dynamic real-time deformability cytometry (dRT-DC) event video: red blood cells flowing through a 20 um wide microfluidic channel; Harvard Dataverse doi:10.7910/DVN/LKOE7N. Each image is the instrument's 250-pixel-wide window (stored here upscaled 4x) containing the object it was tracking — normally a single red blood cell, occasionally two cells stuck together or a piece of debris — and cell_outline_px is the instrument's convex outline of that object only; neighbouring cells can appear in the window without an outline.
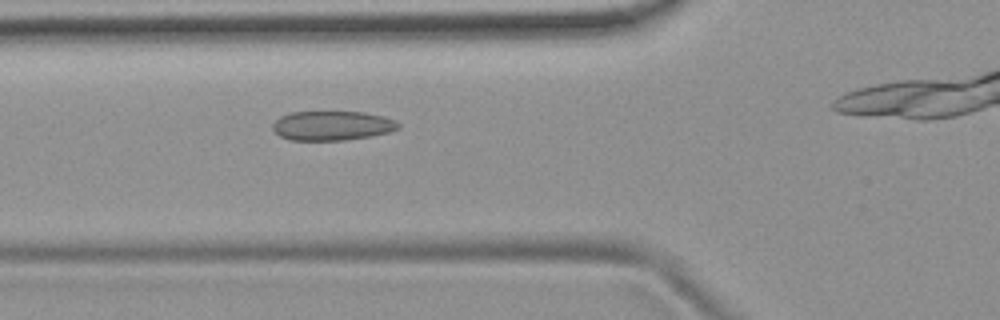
{"species": "common noctule bat (a hibernating species)", "species_latin": "Nyctalus noctula", "temperature_condition": "room temperature", "stored_images_in_passage": 7, "camera_frame_rate_fps": 3000, "um_per_image_px": 0.085, "animal": {"sex": "female", "body_mass_g": 19.9}, "frame": {"image": 1, "passage_image": 6, "time_ms": 1.667, "image_size_px": [1000, 320], "cell_outline_px": [[400, 128], [388, 132], [372, 136], [344, 140], [288, 140], [280, 136], [272, 128], [272, 124], [280, 116], [292, 112], [364, 112], [396, 120], [400, 124]], "centroid_in_image_um": [28.22, 10.68], "position_along_channel_um": 97.6, "area_um2": 21.5}}